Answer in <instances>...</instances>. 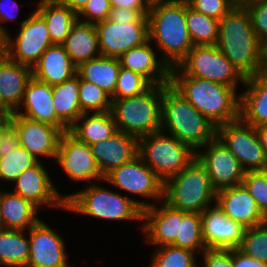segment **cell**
I'll return each mask as SVG.
<instances>
[{"mask_svg": "<svg viewBox=\"0 0 267 267\" xmlns=\"http://www.w3.org/2000/svg\"><path fill=\"white\" fill-rule=\"evenodd\" d=\"M261 147L263 148V151L265 153V156L267 158V123L261 124L255 127Z\"/></svg>", "mask_w": 267, "mask_h": 267, "instance_id": "obj_53", "label": "cell"}, {"mask_svg": "<svg viewBox=\"0 0 267 267\" xmlns=\"http://www.w3.org/2000/svg\"><path fill=\"white\" fill-rule=\"evenodd\" d=\"M9 5H12L14 13L12 12V10L11 11H9L10 9L8 10V8L11 7V6L9 7ZM14 8L15 9L18 8L16 9V12H18L19 4L17 3L16 0H0V36L2 38H4L8 34L7 29L3 27L2 23L9 20L16 21V16L18 15V13L14 11Z\"/></svg>", "mask_w": 267, "mask_h": 267, "instance_id": "obj_49", "label": "cell"}, {"mask_svg": "<svg viewBox=\"0 0 267 267\" xmlns=\"http://www.w3.org/2000/svg\"><path fill=\"white\" fill-rule=\"evenodd\" d=\"M11 115H20L33 121L47 123L57 127V115L53 103L52 86L35 79L33 76L28 81L22 103ZM21 110V111H20Z\"/></svg>", "mask_w": 267, "mask_h": 267, "instance_id": "obj_25", "label": "cell"}, {"mask_svg": "<svg viewBox=\"0 0 267 267\" xmlns=\"http://www.w3.org/2000/svg\"><path fill=\"white\" fill-rule=\"evenodd\" d=\"M206 208L201 215L202 236L207 249H237L246 228L230 219L216 204Z\"/></svg>", "mask_w": 267, "mask_h": 267, "instance_id": "obj_18", "label": "cell"}, {"mask_svg": "<svg viewBox=\"0 0 267 267\" xmlns=\"http://www.w3.org/2000/svg\"><path fill=\"white\" fill-rule=\"evenodd\" d=\"M10 124L19 135L20 146L37 160L49 156L56 160L59 141L63 131L59 127L37 122L20 115H10Z\"/></svg>", "mask_w": 267, "mask_h": 267, "instance_id": "obj_17", "label": "cell"}, {"mask_svg": "<svg viewBox=\"0 0 267 267\" xmlns=\"http://www.w3.org/2000/svg\"><path fill=\"white\" fill-rule=\"evenodd\" d=\"M9 111L0 102V125L6 124L10 120Z\"/></svg>", "mask_w": 267, "mask_h": 267, "instance_id": "obj_55", "label": "cell"}, {"mask_svg": "<svg viewBox=\"0 0 267 267\" xmlns=\"http://www.w3.org/2000/svg\"><path fill=\"white\" fill-rule=\"evenodd\" d=\"M245 92L240 94V119L251 126L267 123V75L245 79Z\"/></svg>", "mask_w": 267, "mask_h": 267, "instance_id": "obj_27", "label": "cell"}, {"mask_svg": "<svg viewBox=\"0 0 267 267\" xmlns=\"http://www.w3.org/2000/svg\"><path fill=\"white\" fill-rule=\"evenodd\" d=\"M62 45L76 66L101 55L97 30L91 23L78 20Z\"/></svg>", "mask_w": 267, "mask_h": 267, "instance_id": "obj_30", "label": "cell"}, {"mask_svg": "<svg viewBox=\"0 0 267 267\" xmlns=\"http://www.w3.org/2000/svg\"><path fill=\"white\" fill-rule=\"evenodd\" d=\"M204 267H233V249H205L202 253Z\"/></svg>", "mask_w": 267, "mask_h": 267, "instance_id": "obj_46", "label": "cell"}, {"mask_svg": "<svg viewBox=\"0 0 267 267\" xmlns=\"http://www.w3.org/2000/svg\"><path fill=\"white\" fill-rule=\"evenodd\" d=\"M236 4H243L244 2L246 1H249V0H233Z\"/></svg>", "mask_w": 267, "mask_h": 267, "instance_id": "obj_59", "label": "cell"}, {"mask_svg": "<svg viewBox=\"0 0 267 267\" xmlns=\"http://www.w3.org/2000/svg\"><path fill=\"white\" fill-rule=\"evenodd\" d=\"M138 156L165 183L187 167L196 158V152L174 136L159 131L139 138Z\"/></svg>", "mask_w": 267, "mask_h": 267, "instance_id": "obj_8", "label": "cell"}, {"mask_svg": "<svg viewBox=\"0 0 267 267\" xmlns=\"http://www.w3.org/2000/svg\"><path fill=\"white\" fill-rule=\"evenodd\" d=\"M24 230H0V264L6 267H26L29 259V239Z\"/></svg>", "mask_w": 267, "mask_h": 267, "instance_id": "obj_34", "label": "cell"}, {"mask_svg": "<svg viewBox=\"0 0 267 267\" xmlns=\"http://www.w3.org/2000/svg\"><path fill=\"white\" fill-rule=\"evenodd\" d=\"M170 84L217 127L240 119L237 88L187 76L178 66L171 68Z\"/></svg>", "mask_w": 267, "mask_h": 267, "instance_id": "obj_1", "label": "cell"}, {"mask_svg": "<svg viewBox=\"0 0 267 267\" xmlns=\"http://www.w3.org/2000/svg\"><path fill=\"white\" fill-rule=\"evenodd\" d=\"M111 9L110 0H89L85 7L77 14L78 20L95 24L108 19Z\"/></svg>", "mask_w": 267, "mask_h": 267, "instance_id": "obj_45", "label": "cell"}, {"mask_svg": "<svg viewBox=\"0 0 267 267\" xmlns=\"http://www.w3.org/2000/svg\"><path fill=\"white\" fill-rule=\"evenodd\" d=\"M193 10L221 20L237 4L233 0H186Z\"/></svg>", "mask_w": 267, "mask_h": 267, "instance_id": "obj_43", "label": "cell"}, {"mask_svg": "<svg viewBox=\"0 0 267 267\" xmlns=\"http://www.w3.org/2000/svg\"><path fill=\"white\" fill-rule=\"evenodd\" d=\"M2 136H3V125H0V146L2 142Z\"/></svg>", "mask_w": 267, "mask_h": 267, "instance_id": "obj_58", "label": "cell"}, {"mask_svg": "<svg viewBox=\"0 0 267 267\" xmlns=\"http://www.w3.org/2000/svg\"><path fill=\"white\" fill-rule=\"evenodd\" d=\"M103 182L141 197L164 200V182L137 156L104 176Z\"/></svg>", "mask_w": 267, "mask_h": 267, "instance_id": "obj_12", "label": "cell"}, {"mask_svg": "<svg viewBox=\"0 0 267 267\" xmlns=\"http://www.w3.org/2000/svg\"><path fill=\"white\" fill-rule=\"evenodd\" d=\"M259 74L267 75V37L259 40Z\"/></svg>", "mask_w": 267, "mask_h": 267, "instance_id": "obj_52", "label": "cell"}, {"mask_svg": "<svg viewBox=\"0 0 267 267\" xmlns=\"http://www.w3.org/2000/svg\"><path fill=\"white\" fill-rule=\"evenodd\" d=\"M149 10H130L114 7L110 10L108 19L115 23L148 22Z\"/></svg>", "mask_w": 267, "mask_h": 267, "instance_id": "obj_47", "label": "cell"}, {"mask_svg": "<svg viewBox=\"0 0 267 267\" xmlns=\"http://www.w3.org/2000/svg\"><path fill=\"white\" fill-rule=\"evenodd\" d=\"M15 39L9 33L2 40V50L6 57L16 63L33 67L46 49L53 45L46 22L34 10L22 21Z\"/></svg>", "mask_w": 267, "mask_h": 267, "instance_id": "obj_10", "label": "cell"}, {"mask_svg": "<svg viewBox=\"0 0 267 267\" xmlns=\"http://www.w3.org/2000/svg\"><path fill=\"white\" fill-rule=\"evenodd\" d=\"M3 197V192L0 190V230L5 229L4 223H3V218H2V212H1V200Z\"/></svg>", "mask_w": 267, "mask_h": 267, "instance_id": "obj_56", "label": "cell"}, {"mask_svg": "<svg viewBox=\"0 0 267 267\" xmlns=\"http://www.w3.org/2000/svg\"><path fill=\"white\" fill-rule=\"evenodd\" d=\"M216 204L230 219L239 222L245 228L255 227L267 221V217L243 184L217 191Z\"/></svg>", "mask_w": 267, "mask_h": 267, "instance_id": "obj_20", "label": "cell"}, {"mask_svg": "<svg viewBox=\"0 0 267 267\" xmlns=\"http://www.w3.org/2000/svg\"><path fill=\"white\" fill-rule=\"evenodd\" d=\"M111 7L130 10H149L152 4L149 0H110Z\"/></svg>", "mask_w": 267, "mask_h": 267, "instance_id": "obj_51", "label": "cell"}, {"mask_svg": "<svg viewBox=\"0 0 267 267\" xmlns=\"http://www.w3.org/2000/svg\"><path fill=\"white\" fill-rule=\"evenodd\" d=\"M13 182L16 183L13 193L22 196L36 207L47 205L66 209V196L58 193L41 161L26 169Z\"/></svg>", "mask_w": 267, "mask_h": 267, "instance_id": "obj_19", "label": "cell"}, {"mask_svg": "<svg viewBox=\"0 0 267 267\" xmlns=\"http://www.w3.org/2000/svg\"><path fill=\"white\" fill-rule=\"evenodd\" d=\"M217 137L240 162L243 170H267V158L254 126L241 119L217 127Z\"/></svg>", "mask_w": 267, "mask_h": 267, "instance_id": "obj_11", "label": "cell"}, {"mask_svg": "<svg viewBox=\"0 0 267 267\" xmlns=\"http://www.w3.org/2000/svg\"><path fill=\"white\" fill-rule=\"evenodd\" d=\"M152 84L141 74L120 68L112 100L138 96L148 90Z\"/></svg>", "mask_w": 267, "mask_h": 267, "instance_id": "obj_41", "label": "cell"}, {"mask_svg": "<svg viewBox=\"0 0 267 267\" xmlns=\"http://www.w3.org/2000/svg\"><path fill=\"white\" fill-rule=\"evenodd\" d=\"M216 196L206 168L197 158L164 183V201L184 212L202 213L216 203Z\"/></svg>", "mask_w": 267, "mask_h": 267, "instance_id": "obj_7", "label": "cell"}, {"mask_svg": "<svg viewBox=\"0 0 267 267\" xmlns=\"http://www.w3.org/2000/svg\"><path fill=\"white\" fill-rule=\"evenodd\" d=\"M57 127L68 131L83 114L79 103V76L75 74L61 84L52 86Z\"/></svg>", "mask_w": 267, "mask_h": 267, "instance_id": "obj_28", "label": "cell"}, {"mask_svg": "<svg viewBox=\"0 0 267 267\" xmlns=\"http://www.w3.org/2000/svg\"><path fill=\"white\" fill-rule=\"evenodd\" d=\"M185 19L193 45H217L219 30L217 19L193 10L187 2Z\"/></svg>", "mask_w": 267, "mask_h": 267, "instance_id": "obj_35", "label": "cell"}, {"mask_svg": "<svg viewBox=\"0 0 267 267\" xmlns=\"http://www.w3.org/2000/svg\"><path fill=\"white\" fill-rule=\"evenodd\" d=\"M138 138L117 131L110 138L90 145L92 154L104 177L111 170L131 162L138 156Z\"/></svg>", "mask_w": 267, "mask_h": 267, "instance_id": "obj_21", "label": "cell"}, {"mask_svg": "<svg viewBox=\"0 0 267 267\" xmlns=\"http://www.w3.org/2000/svg\"><path fill=\"white\" fill-rule=\"evenodd\" d=\"M63 5L76 12L77 14L85 7L89 0H58Z\"/></svg>", "mask_w": 267, "mask_h": 267, "instance_id": "obj_54", "label": "cell"}, {"mask_svg": "<svg viewBox=\"0 0 267 267\" xmlns=\"http://www.w3.org/2000/svg\"><path fill=\"white\" fill-rule=\"evenodd\" d=\"M89 114L83 113L68 130L79 141L91 145L110 138L118 131L111 111Z\"/></svg>", "mask_w": 267, "mask_h": 267, "instance_id": "obj_31", "label": "cell"}, {"mask_svg": "<svg viewBox=\"0 0 267 267\" xmlns=\"http://www.w3.org/2000/svg\"><path fill=\"white\" fill-rule=\"evenodd\" d=\"M186 0L152 4L148 11L149 40L170 68L177 66L194 46L185 19Z\"/></svg>", "mask_w": 267, "mask_h": 267, "instance_id": "obj_3", "label": "cell"}, {"mask_svg": "<svg viewBox=\"0 0 267 267\" xmlns=\"http://www.w3.org/2000/svg\"><path fill=\"white\" fill-rule=\"evenodd\" d=\"M98 34L100 54L119 58L129 49L149 40L148 22L115 23L109 19L94 24Z\"/></svg>", "mask_w": 267, "mask_h": 267, "instance_id": "obj_13", "label": "cell"}, {"mask_svg": "<svg viewBox=\"0 0 267 267\" xmlns=\"http://www.w3.org/2000/svg\"><path fill=\"white\" fill-rule=\"evenodd\" d=\"M165 128L196 153L217 137V126L170 83L163 84L161 131L164 132Z\"/></svg>", "mask_w": 267, "mask_h": 267, "instance_id": "obj_2", "label": "cell"}, {"mask_svg": "<svg viewBox=\"0 0 267 267\" xmlns=\"http://www.w3.org/2000/svg\"><path fill=\"white\" fill-rule=\"evenodd\" d=\"M171 245L192 252L197 251L198 253H202L206 249L202 236L200 213L180 210L179 235H177L176 240Z\"/></svg>", "mask_w": 267, "mask_h": 267, "instance_id": "obj_36", "label": "cell"}, {"mask_svg": "<svg viewBox=\"0 0 267 267\" xmlns=\"http://www.w3.org/2000/svg\"><path fill=\"white\" fill-rule=\"evenodd\" d=\"M216 46L245 79L259 74V38L243 5L237 4L219 20Z\"/></svg>", "mask_w": 267, "mask_h": 267, "instance_id": "obj_4", "label": "cell"}, {"mask_svg": "<svg viewBox=\"0 0 267 267\" xmlns=\"http://www.w3.org/2000/svg\"><path fill=\"white\" fill-rule=\"evenodd\" d=\"M238 249L245 255L267 264V221L258 226L246 228Z\"/></svg>", "mask_w": 267, "mask_h": 267, "instance_id": "obj_40", "label": "cell"}, {"mask_svg": "<svg viewBox=\"0 0 267 267\" xmlns=\"http://www.w3.org/2000/svg\"><path fill=\"white\" fill-rule=\"evenodd\" d=\"M38 207L20 195L3 192L1 212L5 229L29 230L41 219L37 217Z\"/></svg>", "mask_w": 267, "mask_h": 267, "instance_id": "obj_33", "label": "cell"}, {"mask_svg": "<svg viewBox=\"0 0 267 267\" xmlns=\"http://www.w3.org/2000/svg\"><path fill=\"white\" fill-rule=\"evenodd\" d=\"M205 147L206 151L199 150L196 158L206 168L213 188L219 191L242 184L245 171L221 140L216 137Z\"/></svg>", "mask_w": 267, "mask_h": 267, "instance_id": "obj_14", "label": "cell"}, {"mask_svg": "<svg viewBox=\"0 0 267 267\" xmlns=\"http://www.w3.org/2000/svg\"><path fill=\"white\" fill-rule=\"evenodd\" d=\"M29 232V259L26 267H70L63 238L42 220Z\"/></svg>", "mask_w": 267, "mask_h": 267, "instance_id": "obj_16", "label": "cell"}, {"mask_svg": "<svg viewBox=\"0 0 267 267\" xmlns=\"http://www.w3.org/2000/svg\"><path fill=\"white\" fill-rule=\"evenodd\" d=\"M2 40H3V38L0 36V44H2Z\"/></svg>", "mask_w": 267, "mask_h": 267, "instance_id": "obj_60", "label": "cell"}, {"mask_svg": "<svg viewBox=\"0 0 267 267\" xmlns=\"http://www.w3.org/2000/svg\"><path fill=\"white\" fill-rule=\"evenodd\" d=\"M79 103L83 113L109 112L111 96L97 85L79 78Z\"/></svg>", "mask_w": 267, "mask_h": 267, "instance_id": "obj_38", "label": "cell"}, {"mask_svg": "<svg viewBox=\"0 0 267 267\" xmlns=\"http://www.w3.org/2000/svg\"><path fill=\"white\" fill-rule=\"evenodd\" d=\"M142 230L145 238L153 245H171L180 229V210L172 208L165 201L160 208L152 204L143 209Z\"/></svg>", "mask_w": 267, "mask_h": 267, "instance_id": "obj_22", "label": "cell"}, {"mask_svg": "<svg viewBox=\"0 0 267 267\" xmlns=\"http://www.w3.org/2000/svg\"><path fill=\"white\" fill-rule=\"evenodd\" d=\"M195 252L173 245L158 247L150 267H198Z\"/></svg>", "mask_w": 267, "mask_h": 267, "instance_id": "obj_39", "label": "cell"}, {"mask_svg": "<svg viewBox=\"0 0 267 267\" xmlns=\"http://www.w3.org/2000/svg\"><path fill=\"white\" fill-rule=\"evenodd\" d=\"M163 84L144 93L112 100L111 113L117 130L137 137L161 131Z\"/></svg>", "mask_w": 267, "mask_h": 267, "instance_id": "obj_6", "label": "cell"}, {"mask_svg": "<svg viewBox=\"0 0 267 267\" xmlns=\"http://www.w3.org/2000/svg\"><path fill=\"white\" fill-rule=\"evenodd\" d=\"M56 161L73 181H103L90 145L79 141L69 131L62 133Z\"/></svg>", "mask_w": 267, "mask_h": 267, "instance_id": "obj_15", "label": "cell"}, {"mask_svg": "<svg viewBox=\"0 0 267 267\" xmlns=\"http://www.w3.org/2000/svg\"><path fill=\"white\" fill-rule=\"evenodd\" d=\"M121 65L118 58L100 55L77 66L80 79L91 82L108 93L114 94Z\"/></svg>", "mask_w": 267, "mask_h": 267, "instance_id": "obj_32", "label": "cell"}, {"mask_svg": "<svg viewBox=\"0 0 267 267\" xmlns=\"http://www.w3.org/2000/svg\"><path fill=\"white\" fill-rule=\"evenodd\" d=\"M175 1H178V0H149L151 4L159 3V2H175Z\"/></svg>", "mask_w": 267, "mask_h": 267, "instance_id": "obj_57", "label": "cell"}, {"mask_svg": "<svg viewBox=\"0 0 267 267\" xmlns=\"http://www.w3.org/2000/svg\"><path fill=\"white\" fill-rule=\"evenodd\" d=\"M77 66L72 62L63 45L53 44L32 67L35 79L50 86L63 83L76 74Z\"/></svg>", "mask_w": 267, "mask_h": 267, "instance_id": "obj_26", "label": "cell"}, {"mask_svg": "<svg viewBox=\"0 0 267 267\" xmlns=\"http://www.w3.org/2000/svg\"><path fill=\"white\" fill-rule=\"evenodd\" d=\"M20 146L19 135L16 129L10 124V120L3 124V136L0 152H13Z\"/></svg>", "mask_w": 267, "mask_h": 267, "instance_id": "obj_48", "label": "cell"}, {"mask_svg": "<svg viewBox=\"0 0 267 267\" xmlns=\"http://www.w3.org/2000/svg\"><path fill=\"white\" fill-rule=\"evenodd\" d=\"M242 5L249 14L252 28L259 40L267 37V0H249Z\"/></svg>", "mask_w": 267, "mask_h": 267, "instance_id": "obj_44", "label": "cell"}, {"mask_svg": "<svg viewBox=\"0 0 267 267\" xmlns=\"http://www.w3.org/2000/svg\"><path fill=\"white\" fill-rule=\"evenodd\" d=\"M35 11L46 22L52 44L62 45L78 21L77 13L58 0H40Z\"/></svg>", "mask_w": 267, "mask_h": 267, "instance_id": "obj_29", "label": "cell"}, {"mask_svg": "<svg viewBox=\"0 0 267 267\" xmlns=\"http://www.w3.org/2000/svg\"><path fill=\"white\" fill-rule=\"evenodd\" d=\"M233 267H267V264L245 255L237 248L233 249Z\"/></svg>", "mask_w": 267, "mask_h": 267, "instance_id": "obj_50", "label": "cell"}, {"mask_svg": "<svg viewBox=\"0 0 267 267\" xmlns=\"http://www.w3.org/2000/svg\"><path fill=\"white\" fill-rule=\"evenodd\" d=\"M242 184L267 217V170L245 172Z\"/></svg>", "mask_w": 267, "mask_h": 267, "instance_id": "obj_42", "label": "cell"}, {"mask_svg": "<svg viewBox=\"0 0 267 267\" xmlns=\"http://www.w3.org/2000/svg\"><path fill=\"white\" fill-rule=\"evenodd\" d=\"M39 162L24 147L19 146L13 152H0V179L13 182L26 169Z\"/></svg>", "mask_w": 267, "mask_h": 267, "instance_id": "obj_37", "label": "cell"}, {"mask_svg": "<svg viewBox=\"0 0 267 267\" xmlns=\"http://www.w3.org/2000/svg\"><path fill=\"white\" fill-rule=\"evenodd\" d=\"M187 76L237 87L245 78L216 45H194L177 65Z\"/></svg>", "mask_w": 267, "mask_h": 267, "instance_id": "obj_9", "label": "cell"}, {"mask_svg": "<svg viewBox=\"0 0 267 267\" xmlns=\"http://www.w3.org/2000/svg\"><path fill=\"white\" fill-rule=\"evenodd\" d=\"M151 205L103 188L94 182L81 191L67 195L65 210L104 220L142 221L143 209Z\"/></svg>", "mask_w": 267, "mask_h": 267, "instance_id": "obj_5", "label": "cell"}, {"mask_svg": "<svg viewBox=\"0 0 267 267\" xmlns=\"http://www.w3.org/2000/svg\"><path fill=\"white\" fill-rule=\"evenodd\" d=\"M150 42L148 40L122 54L118 58L120 65L124 69L141 74L152 85L169 84L171 68L164 60L156 59Z\"/></svg>", "mask_w": 267, "mask_h": 267, "instance_id": "obj_24", "label": "cell"}, {"mask_svg": "<svg viewBox=\"0 0 267 267\" xmlns=\"http://www.w3.org/2000/svg\"><path fill=\"white\" fill-rule=\"evenodd\" d=\"M32 76L31 67L9 60L4 51H0V102L10 114L22 108L24 92Z\"/></svg>", "mask_w": 267, "mask_h": 267, "instance_id": "obj_23", "label": "cell"}]
</instances>
